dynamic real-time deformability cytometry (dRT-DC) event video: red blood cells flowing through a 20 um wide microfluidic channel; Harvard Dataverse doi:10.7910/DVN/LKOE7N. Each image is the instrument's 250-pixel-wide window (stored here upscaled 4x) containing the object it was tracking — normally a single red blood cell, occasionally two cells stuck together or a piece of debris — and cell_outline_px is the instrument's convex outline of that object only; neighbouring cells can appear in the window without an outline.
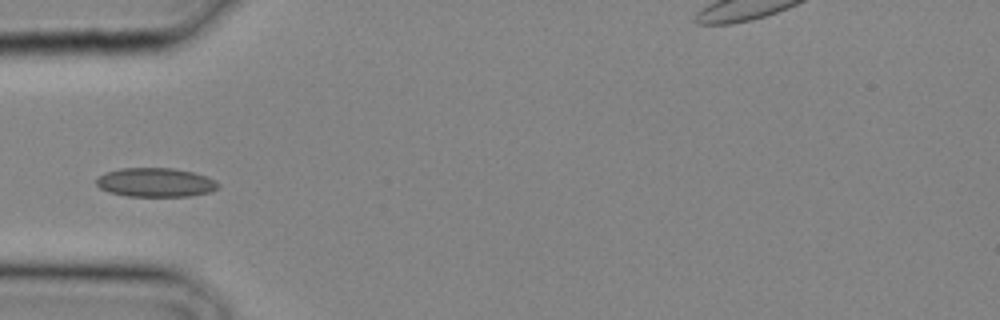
{"species": "common noctule bat (a hibernating species)", "species_latin": "Nyctalus noctula", "temperature_condition": "cold", "stored_images_in_passage": 13, "camera_frame_rate_fps": 3000, "um_per_image_px": 0.085, "animal": {"sex": "male", "body_mass_g": 20.4}, "frame": {"image": 1, "passage_image": 6, "time_ms": 1.667, "image_size_px": [1000, 320], "cell_outline_px": [[220, 184], [216, 188], [208, 192], [192, 196], [128, 196], [108, 192], [100, 188], [96, 184], [96, 180], [104, 172], [120, 168], [172, 168], [192, 172], [216, 180]], "centroid_in_image_um": [13.19, 15.5], "position_along_channel_um": 71.8, "area_um2": 20.52}}
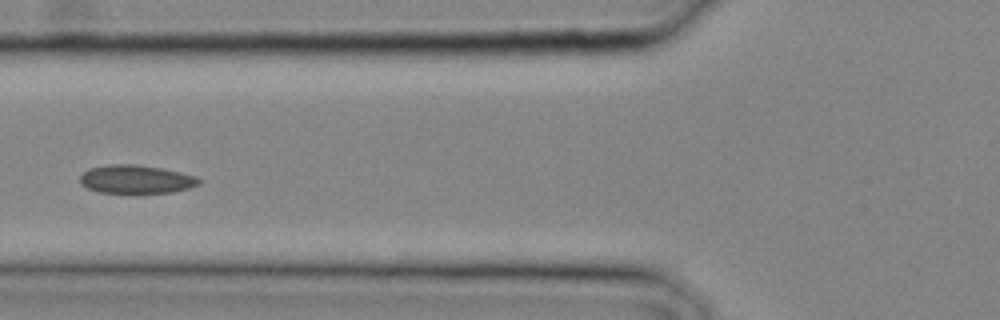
{"frame": {"image": 2, "passage_image": 8, "time_ms": 2.333, "image_size_px": [1000, 320], "cell_outline_px": [[200, 184], [188, 188], [172, 192], [136, 196], [100, 192], [88, 188], [80, 184], [80, 176], [88, 168], [108, 164], [136, 164], [160, 168], [180, 172], [196, 176], [200, 180]], "centroid_in_image_um": [11.54, 15.28], "position_along_channel_um": 114.3, "area_um2": 20.52}}
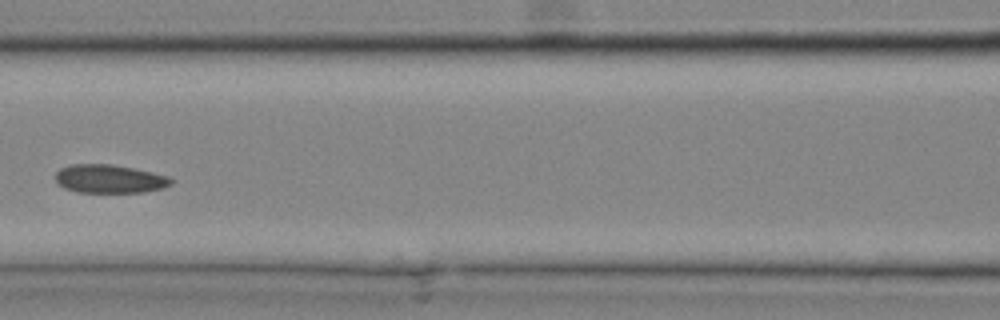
{"frame": {"image": 3, "passage_image": 10, "time_ms": 3.0, "image_size_px": [1000, 320], "cell_outline_px": [[172, 184], [164, 188], [144, 192], [76, 192], [64, 188], [56, 180], [56, 172], [60, 168], [72, 164], [112, 164], [152, 172], [168, 176], [172, 180]], "centroid_in_image_um": [9.31, 15.2], "position_along_channel_um": 157.3, "area_um2": 19.13}}